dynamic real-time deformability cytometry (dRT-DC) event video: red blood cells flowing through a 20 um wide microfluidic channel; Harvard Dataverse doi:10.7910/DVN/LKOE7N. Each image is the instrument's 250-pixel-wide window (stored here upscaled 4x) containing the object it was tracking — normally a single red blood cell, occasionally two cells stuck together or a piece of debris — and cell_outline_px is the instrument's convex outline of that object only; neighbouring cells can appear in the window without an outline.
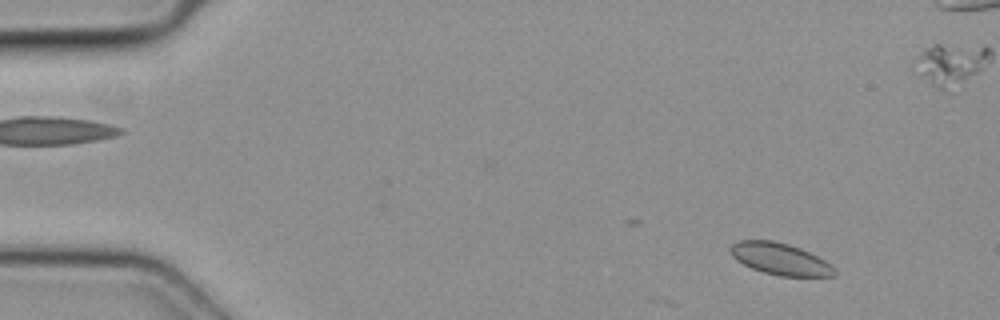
{"species": "common noctule bat (a hibernating species)", "species_latin": "Nyctalus noctula", "temperature_condition": "cold", "stored_images_in_passage": 14, "camera_frame_rate_fps": 3000, "um_per_image_px": 0.085, "animal": {"sex": "female", "body_mass_g": 19.3, "forearm_length_mm": 54.1}, "frame": {"image": 1, "passage_image": 5, "time_ms": 1.333, "image_size_px": [1000, 320], "cell_outline_px": [[836, 276], [780, 276], [764, 272], [752, 268], [736, 260], [732, 256], [728, 248], [732, 244], [740, 240], [772, 240], [788, 244], [800, 248], [832, 264], [836, 268]], "centroid_in_image_um": [66.31, 22.01], "position_along_channel_um": 18.7, "area_um2": 19.25}}
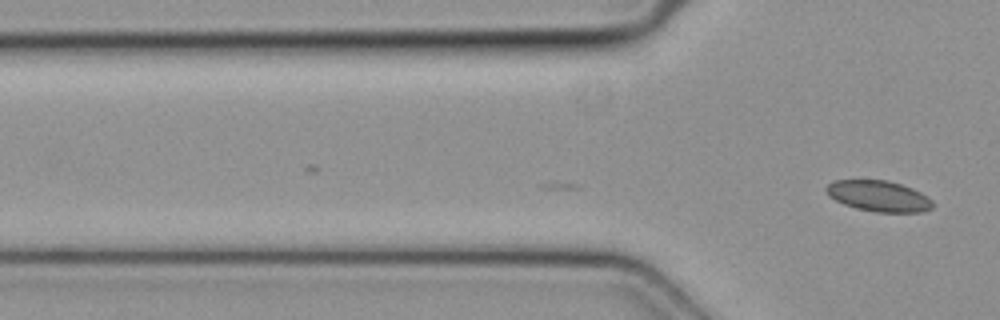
{"frame": {"image": 2, "passage_image": 14, "time_ms": 4.333, "image_size_px": [1000, 320], "cell_outline_px": [[932, 208], [920, 212], [876, 212], [856, 208], [844, 204], [828, 196], [824, 188], [828, 184], [836, 180], [888, 180], [912, 188], [928, 196], [932, 200]], "centroid_in_image_um": [74.68, 16.66], "position_along_channel_um": 51.1, "area_um2": 19.13}}